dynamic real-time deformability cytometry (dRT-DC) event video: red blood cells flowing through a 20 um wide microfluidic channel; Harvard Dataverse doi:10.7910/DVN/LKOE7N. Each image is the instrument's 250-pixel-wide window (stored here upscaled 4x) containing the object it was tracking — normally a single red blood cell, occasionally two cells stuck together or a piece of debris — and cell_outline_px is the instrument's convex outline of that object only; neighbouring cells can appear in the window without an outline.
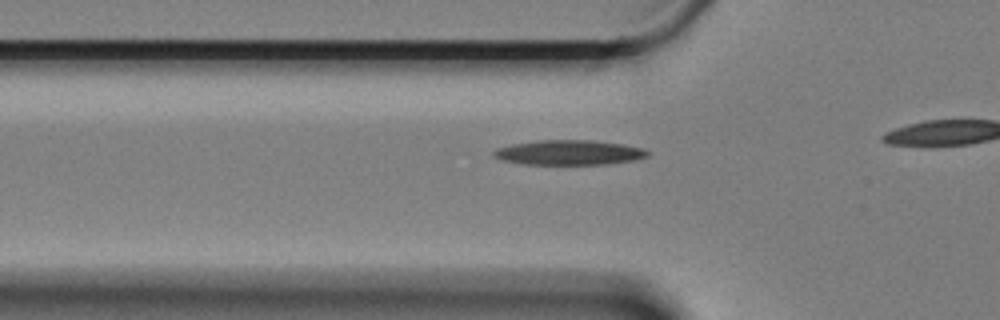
{"species": "Egyptian fruit bat (a non-hibernating species)", "species_latin": "Rousettus aegyptiacus", "temperature_condition": "cold", "stored_images_in_passage": 10, "camera_frame_rate_fps": 3000, "um_per_image_px": 0.085, "animal": {"sex": "female"}, "frame": {"image": 1, "passage_image": 4, "time_ms": 1.0, "image_size_px": [1000, 320], "cell_outline_px": [[648, 156], [632, 160], [604, 164], [524, 164], [504, 160], [492, 156], [492, 152], [496, 148], [512, 144], [536, 140], [592, 140], [624, 144], [644, 148], [648, 152]], "centroid_in_image_um": [48.34, 12.95], "position_along_channel_um": 77.5, "area_um2": 22.2}}
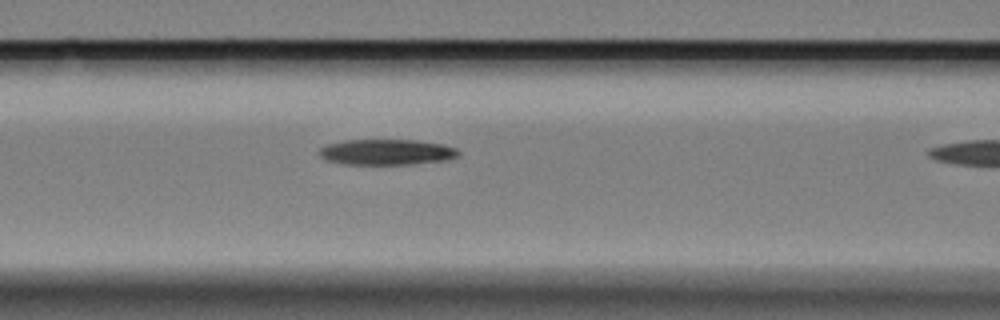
{"frame": {"image": 2, "passage_image": 9, "time_ms": 2.667, "image_size_px": [1000, 320], "cell_outline_px": [[460, 152], [456, 156], [448, 160], [416, 164], [344, 164], [328, 160], [320, 156], [320, 148], [328, 144], [344, 140], [416, 140], [444, 144], [456, 148]], "centroid_in_image_um": [32.9, 12.92], "position_along_channel_um": 133.7, "area_um2": 20.81}}